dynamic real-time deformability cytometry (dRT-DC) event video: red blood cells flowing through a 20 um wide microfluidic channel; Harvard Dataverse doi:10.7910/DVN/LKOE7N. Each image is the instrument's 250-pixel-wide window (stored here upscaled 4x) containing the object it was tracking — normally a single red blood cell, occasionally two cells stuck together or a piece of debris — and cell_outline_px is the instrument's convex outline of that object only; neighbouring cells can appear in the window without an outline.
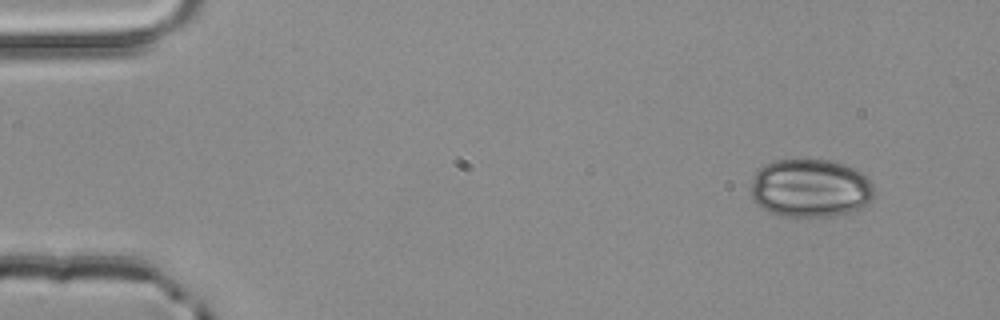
{"species": "common noctule bat (a hibernating species)", "species_latin": "Nyctalus noctula", "temperature_condition": "room temperature", "stored_images_in_passage": 3, "camera_frame_rate_fps": 3000, "um_per_image_px": 0.085, "animal": {"sex": "male", "body_mass_g": 20.4}, "frame": {"image": 1, "passage_image": 1, "time_ms": 0.0, "image_size_px": [1000, 320], "cell_outline_px": [[872, 200], [864, 208], [836, 216], [780, 216], [768, 212], [756, 204], [752, 200], [752, 180], [756, 172], [764, 164], [776, 160], [828, 160], [856, 168], [864, 172], [868, 176], [872, 184]], "centroid_in_image_um": [68.9, 16.0], "position_along_channel_um": 16.1, "area_um2": 42.31}}